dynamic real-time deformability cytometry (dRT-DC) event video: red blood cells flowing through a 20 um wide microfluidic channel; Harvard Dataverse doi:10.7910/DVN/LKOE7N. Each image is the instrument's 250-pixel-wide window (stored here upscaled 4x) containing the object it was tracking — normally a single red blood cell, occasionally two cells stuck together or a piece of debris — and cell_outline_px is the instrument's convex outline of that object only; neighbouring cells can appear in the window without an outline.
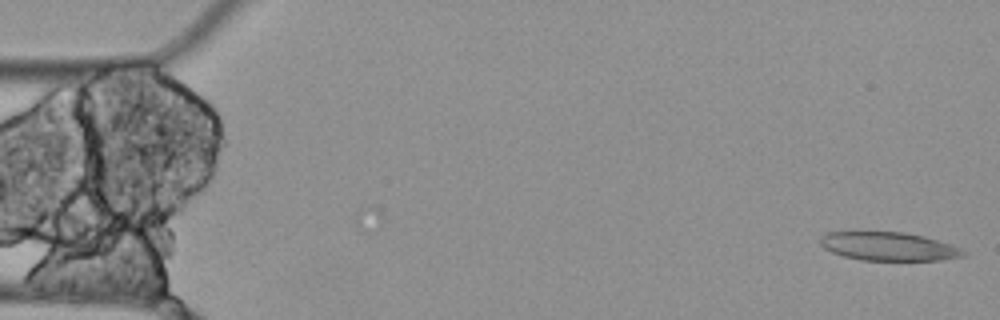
{"species": "Egyptian fruit bat (a non-hibernating species)", "species_latin": "Rousettus aegyptiacus", "temperature_condition": "cold", "stored_images_in_passage": 2, "segment_of_instrument_passage": [2, 2], "camera_frame_rate_fps": 3000, "um_per_image_px": 0.085, "animal": {"sex": "female"}, "frame": {"image": 1, "passage_image": 2, "time_ms": 0.333, "image_size_px": [1000, 320], "cell_outline_px": [[968, 252], [964, 256], [940, 260], [860, 260], [844, 256], [832, 252], [824, 248], [820, 244], [820, 236], [828, 232], [904, 232], [924, 236], [960, 248]], "centroid_in_image_um": [75.51, 20.94], "position_along_channel_um": 9.5, "area_um2": 23.64}}